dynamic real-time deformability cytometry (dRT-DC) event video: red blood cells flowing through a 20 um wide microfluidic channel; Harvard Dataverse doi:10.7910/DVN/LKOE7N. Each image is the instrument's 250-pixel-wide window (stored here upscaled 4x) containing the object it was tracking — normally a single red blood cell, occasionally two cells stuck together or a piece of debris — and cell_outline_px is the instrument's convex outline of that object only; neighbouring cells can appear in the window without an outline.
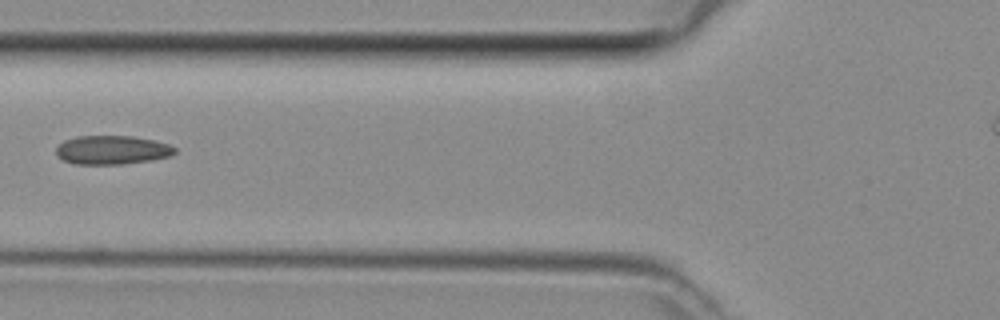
{"species": "common noctule bat (a hibernating species)", "species_latin": "Nyctalus noctula", "temperature_condition": "room temperature", "stored_images_in_passage": 3, "camera_frame_rate_fps": 3000, "um_per_image_px": 0.085, "animal": {"sex": "female", "body_mass_g": 29.2, "forearm_length_mm": 56.3}, "frame": {"image": 1, "passage_image": 2, "time_ms": 0.333, "image_size_px": [1000, 320], "cell_outline_px": [[176, 152], [168, 156], [152, 160], [120, 164], [76, 164], [64, 160], [56, 156], [56, 148], [64, 140], [76, 136], [132, 136], [152, 140], [168, 144], [176, 148]], "centroid_in_image_um": [9.5, 12.74], "position_along_channel_um": 116.3, "area_um2": 19.83}}
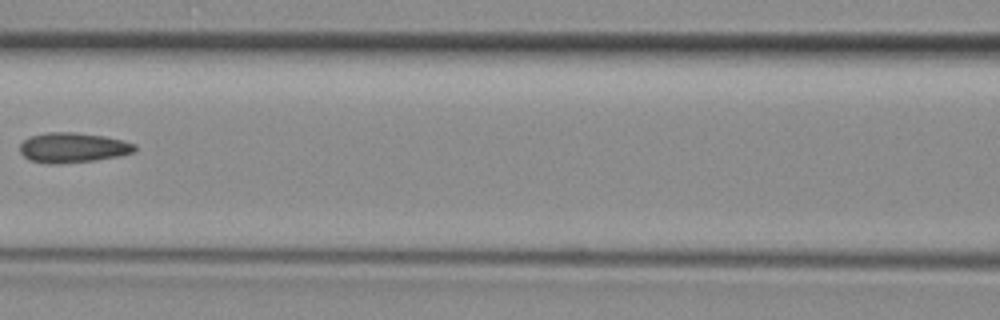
{"frame": {"image": 2, "passage_image": 3, "time_ms": 0.667, "image_size_px": [1000, 320], "cell_outline_px": [[136, 152], [120, 156], [96, 160], [56, 164], [48, 164], [28, 160], [20, 152], [20, 144], [24, 140], [32, 136], [48, 132], [76, 132], [104, 136], [124, 140], [136, 144]], "centroid_in_image_um": [6.22, 12.55], "position_along_channel_um": 160.4, "area_um2": 20.29}}